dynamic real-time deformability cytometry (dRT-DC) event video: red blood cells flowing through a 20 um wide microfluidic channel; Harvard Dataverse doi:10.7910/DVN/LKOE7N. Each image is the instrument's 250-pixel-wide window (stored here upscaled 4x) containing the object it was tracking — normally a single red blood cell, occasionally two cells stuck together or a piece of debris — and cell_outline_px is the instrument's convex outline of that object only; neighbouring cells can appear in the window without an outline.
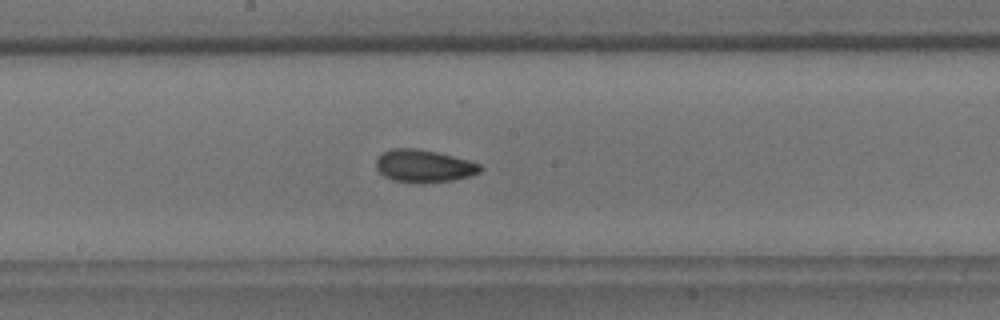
{"species": "common noctule bat (a hibernating species)", "species_latin": "Nyctalus noctula", "temperature_condition": "room temperature", "stored_images_in_passage": 53, "camera_frame_rate_fps": 3000, "um_per_image_px": 0.085, "animal": {"sex": "male", "body_mass_g": 18.8}, "frame": {"image": 1, "passage_image": 27, "time_ms": 8.667, "image_size_px": [1000, 320], "cell_outline_px": [[484, 168], [480, 172], [468, 176], [452, 180], [420, 184], [416, 184], [392, 180], [384, 176], [376, 168], [376, 160], [384, 152], [392, 148], [416, 148], [436, 152], [468, 160], [480, 164]], "centroid_in_image_um": [36.02, 14.13], "position_along_channel_um": 212.2, "area_um2": 19.83}}
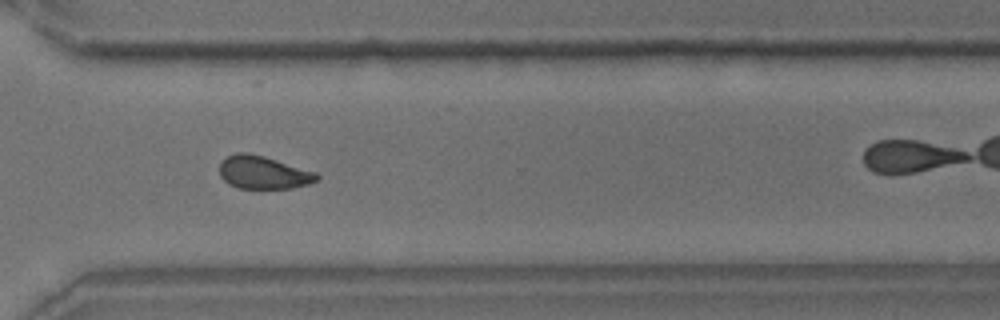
{"frame": {"image": 2, "passage_image": 38, "time_ms": 12.333, "image_size_px": [1000, 320], "cell_outline_px": [[320, 176], [316, 180], [308, 184], [292, 188], [240, 188], [228, 184], [220, 176], [220, 164], [228, 156], [236, 152], [248, 152], [264, 156], [316, 172]], "centroid_in_image_um": [22.37, 14.65], "position_along_channel_um": 348.2, "area_um2": 18.55}}
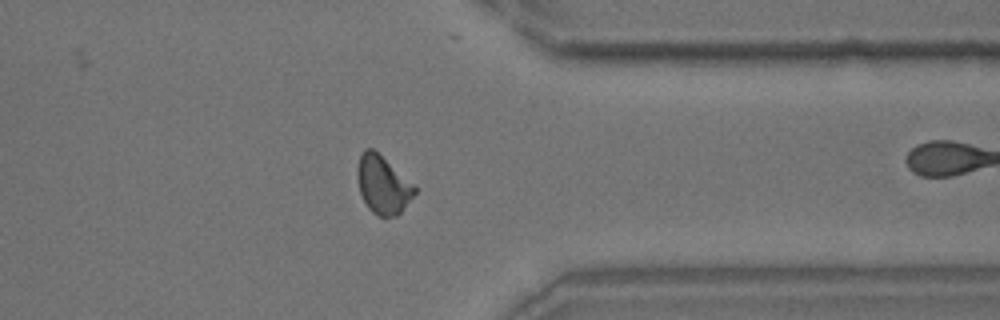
{"frame": {"image": 3, "passage_image": 41, "time_ms": 13.333, "image_size_px": [1000, 320], "cell_outline_px": [[416, 192], [400, 212], [396, 216], [376, 216], [368, 208], [360, 192], [356, 176], [356, 168], [360, 152], [364, 148], [372, 148], [416, 184]], "centroid_in_image_um": [32.53, 15.67], "position_along_channel_um": 378.9, "area_um2": 19.59}, "authors_computed_cell_mechanics": {"area_um2": 19.1896, "velocity_mm_per_s": 3.723, "shape_relaxation_time_tau1_ms": 6.9396, "shape_relaxation_time_tau2_ms": 3.2987, "deformation_change_tau1": 0.1333, "deformation_change_tau2": 0.0858}}